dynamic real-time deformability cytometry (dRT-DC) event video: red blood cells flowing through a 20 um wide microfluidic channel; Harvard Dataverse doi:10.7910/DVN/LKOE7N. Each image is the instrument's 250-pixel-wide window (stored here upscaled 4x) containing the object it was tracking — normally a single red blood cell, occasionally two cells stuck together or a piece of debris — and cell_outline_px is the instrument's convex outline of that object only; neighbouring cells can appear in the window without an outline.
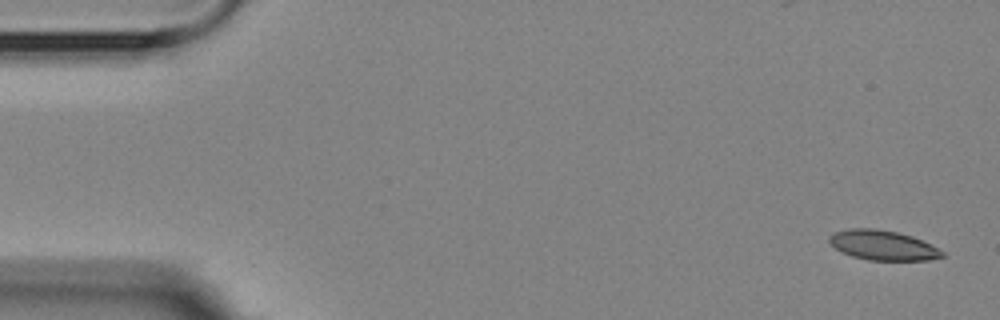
{"species": "Egyptian fruit bat (a non-hibernating species)", "species_latin": "Rousettus aegyptiacus", "temperature_condition": "room temperature", "stored_images_in_passage": 4, "camera_frame_rate_fps": 3000, "um_per_image_px": 0.085, "animal": {"sex": "female"}, "frame": {"image": 1, "passage_image": 1, "time_ms": 0.0, "image_size_px": [1000, 320], "cell_outline_px": [[944, 256], [928, 260], [868, 260], [852, 256], [836, 248], [828, 240], [828, 236], [836, 232], [848, 228], [876, 228], [896, 232], [912, 236], [944, 252]], "centroid_in_image_um": [75.01, 20.84], "position_along_channel_um": 10.0, "area_um2": 19.31}}
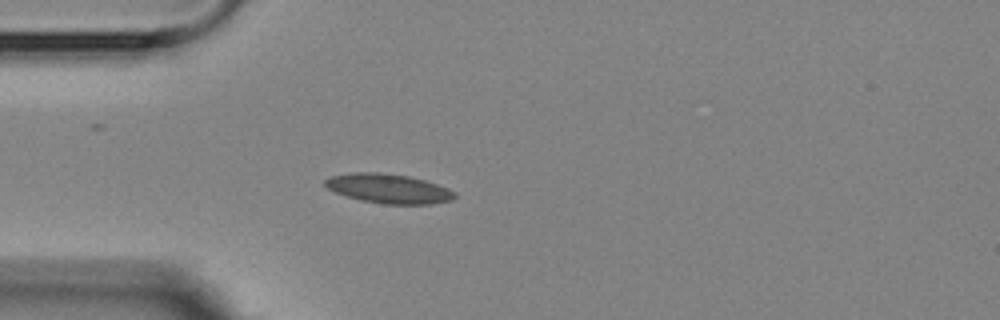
{"frame": {"image": 2, "passage_image": 4, "time_ms": 4.333, "image_size_px": [1000, 320], "cell_outline_px": [[456, 196], [452, 200], [432, 204], [384, 204], [360, 200], [336, 192], [328, 188], [324, 184], [324, 180], [332, 176], [352, 172], [380, 172], [408, 176], [424, 180], [448, 188], [456, 192]], "centroid_in_image_um": [33.05, 16.03], "position_along_channel_um": 52.0, "area_um2": 22.14}}